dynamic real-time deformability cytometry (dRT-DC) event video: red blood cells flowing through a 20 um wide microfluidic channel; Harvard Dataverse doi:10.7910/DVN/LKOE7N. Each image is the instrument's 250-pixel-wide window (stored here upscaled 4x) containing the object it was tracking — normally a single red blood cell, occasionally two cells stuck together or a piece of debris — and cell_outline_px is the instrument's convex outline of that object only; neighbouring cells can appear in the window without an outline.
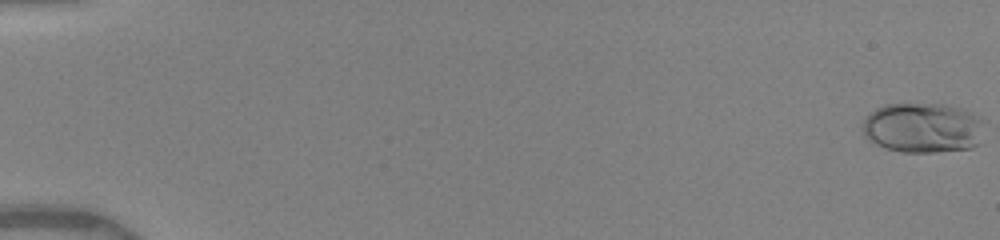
{"species": "human", "species_latin": "Homo sapiens", "temperature_condition": "warm", "stored_images_in_passage": 15, "camera_frame_rate_fps": 3000, "um_per_image_px": 0.085, "donor": {"sex": "female"}, "frame": {"image": 1, "passage_image": 1, "time_ms": 0.0, "image_size_px": [1000, 240], "cell_outline_px": [[984, 120], [980, 144], [972, 148], [936, 152], [904, 152], [884, 148], [868, 140], [864, 136], [860, 128], [864, 116], [876, 108], [884, 104], [944, 104], [960, 108], [972, 112], [980, 116]], "centroid_in_image_um": [78.42, 10.86], "position_along_channel_um": 6.6, "area_um2": 36.3}}
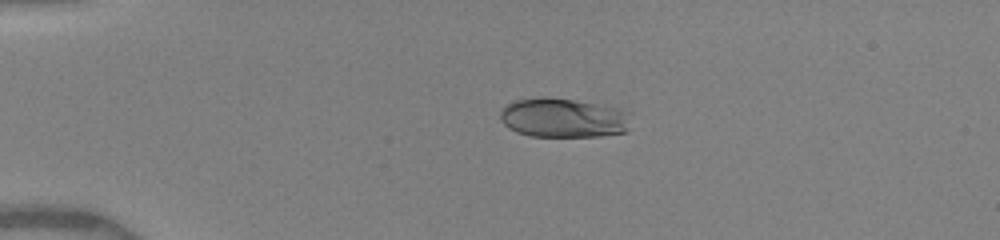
{"frame": {"image": 2, "passage_image": 12, "time_ms": 4.0, "image_size_px": [1000, 240], "cell_outline_px": [[632, 112], [628, 132], [600, 136], [532, 136], [516, 132], [508, 128], [500, 120], [500, 112], [508, 104], [516, 100], [540, 96], [548, 96], [620, 108]], "centroid_in_image_um": [47.93, 10.02], "position_along_channel_um": 37.1, "area_um2": 30.35}}